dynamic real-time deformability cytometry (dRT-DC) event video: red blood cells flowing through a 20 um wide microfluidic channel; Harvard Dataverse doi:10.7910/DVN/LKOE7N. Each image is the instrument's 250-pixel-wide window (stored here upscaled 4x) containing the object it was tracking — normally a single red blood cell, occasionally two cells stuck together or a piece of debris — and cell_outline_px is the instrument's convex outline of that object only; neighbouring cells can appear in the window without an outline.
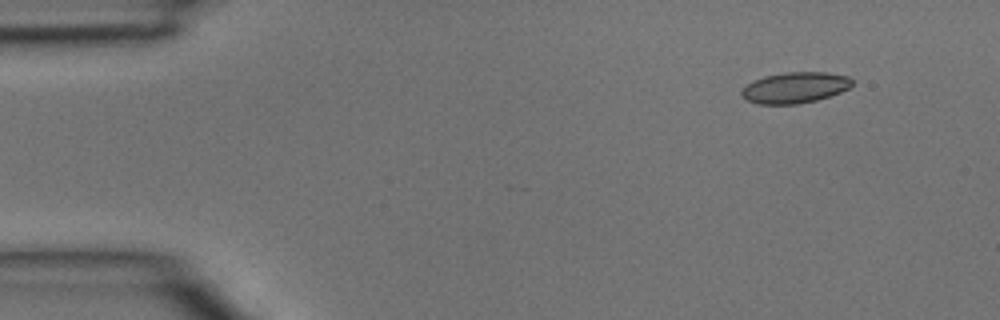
{"species": "common noctule bat (a hibernating species)", "species_latin": "Nyctalus noctula", "temperature_condition": "room temperature", "stored_images_in_passage": 4, "camera_frame_rate_fps": 3000, "um_per_image_px": 0.085, "animal": {"sex": "male", "body_mass_g": 15.6}, "frame": {"image": 1, "passage_image": 2, "time_ms": 0.333, "image_size_px": [1000, 320], "cell_outline_px": [[852, 84], [848, 88], [840, 92], [816, 100], [796, 104], [756, 104], [740, 96], [740, 92], [752, 80], [764, 76], [784, 72], [828, 72], [848, 76], [852, 80]], "centroid_in_image_um": [67.54, 7.44], "position_along_channel_um": 17.5, "area_um2": 19.94}}